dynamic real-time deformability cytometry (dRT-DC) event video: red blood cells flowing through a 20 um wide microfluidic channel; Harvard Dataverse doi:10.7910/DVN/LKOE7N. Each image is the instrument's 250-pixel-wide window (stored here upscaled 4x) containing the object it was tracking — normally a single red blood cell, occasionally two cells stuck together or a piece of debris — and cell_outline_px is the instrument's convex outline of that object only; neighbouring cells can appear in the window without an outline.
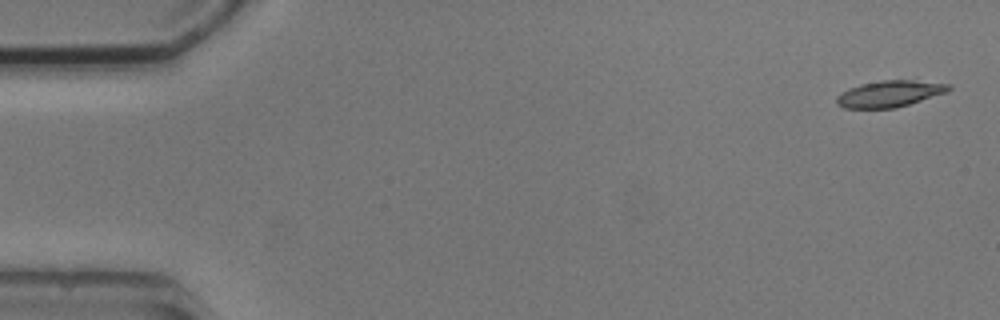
{"species": "common noctule bat (a hibernating species)", "species_latin": "Nyctalus noctula", "temperature_condition": "cold", "stored_images_in_passage": 5, "camera_frame_rate_fps": 3000, "um_per_image_px": 0.085, "animal": {"sex": "male", "body_mass_g": 20.5, "forearm_length_mm": 52.5}, "frame": {"image": 1, "passage_image": 1, "time_ms": 0.0, "image_size_px": [1000, 320], "cell_outline_px": [[952, 88], [948, 92], [896, 108], [844, 108], [836, 104], [836, 96], [840, 92], [848, 88], [860, 84], [880, 80], [912, 80], [952, 84]], "centroid_in_image_um": [75.61, 7.96], "position_along_channel_um": 9.4, "area_um2": 17.46}}
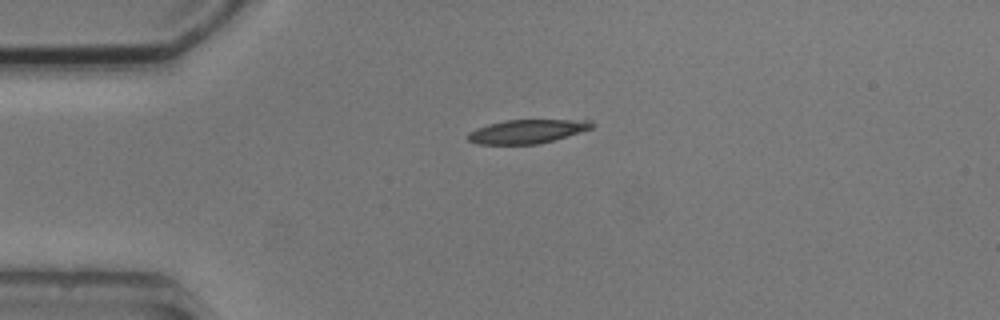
{"frame": {"image": 2, "passage_image": 4, "time_ms": 3.667, "image_size_px": [1000, 320], "cell_outline_px": [[596, 124], [592, 128], [580, 132], [540, 144], [476, 144], [468, 140], [468, 132], [476, 128], [488, 124], [508, 120], [592, 120]], "centroid_in_image_um": [44.81, 11.17], "position_along_channel_um": 40.2, "area_um2": 17.17}}